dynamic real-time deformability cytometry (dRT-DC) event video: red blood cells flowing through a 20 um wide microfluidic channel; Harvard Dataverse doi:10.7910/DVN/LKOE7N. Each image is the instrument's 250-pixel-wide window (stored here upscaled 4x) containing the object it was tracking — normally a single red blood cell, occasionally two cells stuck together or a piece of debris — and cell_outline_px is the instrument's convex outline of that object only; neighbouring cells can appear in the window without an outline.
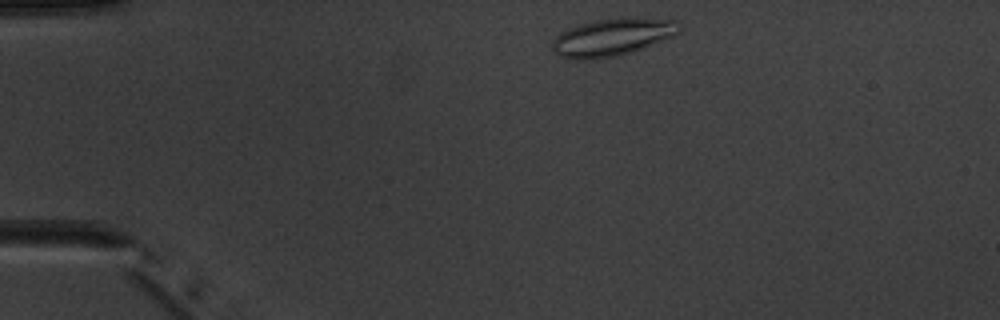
{"species": "common noctule bat (a hibernating species)", "species_latin": "Nyctalus noctula", "temperature_condition": "warm", "stored_images_in_passage": 3, "camera_frame_rate_fps": 3000, "um_per_image_px": 0.085, "animal": {"sex": "male", "body_mass_g": 20.1, "forearm_length_mm": 53.5}, "frame": {"image": 1, "passage_image": 1, "time_ms": 0.0, "image_size_px": [1000, 320], "cell_outline_px": [[680, 32], [672, 36], [632, 52], [620, 56], [592, 60], [576, 60], [560, 56], [552, 48], [552, 40], [556, 36], [568, 28], [580, 24], [596, 20], [628, 16], [632, 16], [680, 20]], "centroid_in_image_um": [52.08, 3.14], "position_along_channel_um": 32.9, "area_um2": 28.21}}
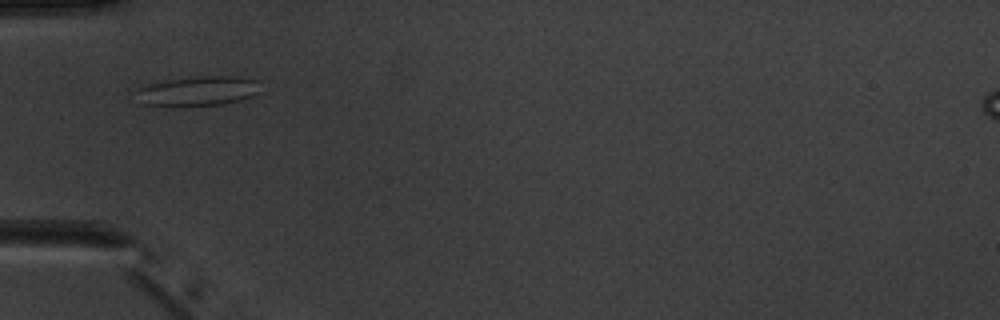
{"frame": {"image": 2, "passage_image": 3, "time_ms": 2.333, "image_size_px": [1000, 320], "cell_outline_px": [[260, 92], [252, 96], [240, 100], [224, 104], [144, 104], [136, 88], [148, 84], [164, 80], [196, 76], [240, 76], [256, 80]], "centroid_in_image_um": [16.91, 7.69], "position_along_channel_um": 68.1, "area_um2": 20.75}}